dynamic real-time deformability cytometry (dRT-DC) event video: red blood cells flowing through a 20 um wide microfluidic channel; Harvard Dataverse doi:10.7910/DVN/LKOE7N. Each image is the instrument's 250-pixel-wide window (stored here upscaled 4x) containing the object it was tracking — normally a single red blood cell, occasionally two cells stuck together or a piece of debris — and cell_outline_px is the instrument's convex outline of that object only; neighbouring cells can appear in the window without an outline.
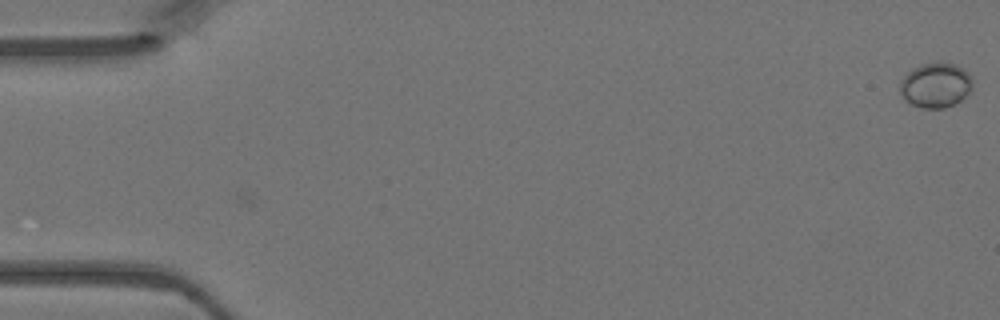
{"species": "Egyptian fruit bat (a non-hibernating species)", "species_latin": "Rousettus aegyptiacus", "temperature_condition": "warm", "stored_images_in_passage": 2, "camera_frame_rate_fps": 3000, "um_per_image_px": 0.085, "animal": {"sex": "female"}, "frame": {"image": 1, "passage_image": 2, "time_ms": 0.333, "image_size_px": [1000, 320], "cell_outline_px": [[972, 92], [960, 100], [944, 108], [920, 108], [904, 100], [900, 92], [900, 80], [912, 68], [920, 64], [952, 64], [968, 72], [972, 76]], "centroid_in_image_um": [79.52, 7.27], "position_along_channel_um": 5.5, "area_um2": 18.84}}